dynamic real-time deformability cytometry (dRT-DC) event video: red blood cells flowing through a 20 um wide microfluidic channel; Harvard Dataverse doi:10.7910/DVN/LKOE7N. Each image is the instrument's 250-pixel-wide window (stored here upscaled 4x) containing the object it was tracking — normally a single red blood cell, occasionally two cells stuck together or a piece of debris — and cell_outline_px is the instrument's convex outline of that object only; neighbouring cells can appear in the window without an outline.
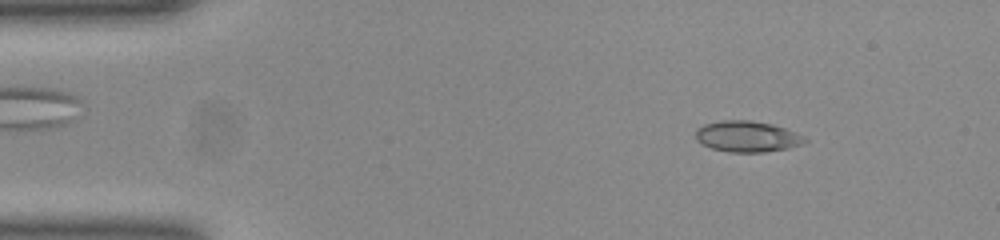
{"species": "common noctule bat (a hibernating species)", "species_latin": "Nyctalus noctula", "temperature_condition": "room temperature", "stored_images_in_passage": 51, "camera_frame_rate_fps": 3000, "um_per_image_px": 0.085, "animal": {"sex": "female", "body_mass_g": 23.0, "forearm_length_mm": 53.4}, "frame": {"image": 1, "passage_image": 6, "time_ms": 1.667, "image_size_px": [1000, 240], "cell_outline_px": [[808, 140], [804, 144], [788, 148], [764, 152], [728, 152], [712, 148], [700, 144], [696, 140], [696, 128], [704, 124], [724, 120], [752, 120], [772, 124], [784, 128], [804, 136]], "centroid_in_image_um": [63.5, 11.6], "position_along_channel_um": 21.5, "area_um2": 19.83}}
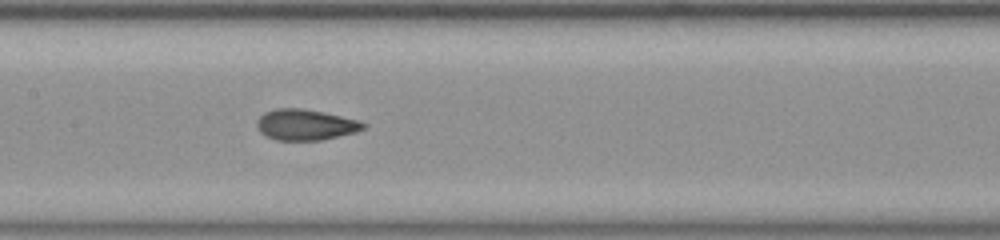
{"frame": {"image": 2, "passage_image": 24, "time_ms": 7.667, "image_size_px": [1000, 240], "cell_outline_px": [[368, 124], [364, 128], [356, 132], [320, 140], [276, 140], [260, 132], [256, 124], [256, 120], [264, 112], [276, 108], [300, 108], [324, 112], [356, 120]], "centroid_in_image_um": [25.94, 10.59], "position_along_channel_um": 181.5, "area_um2": 19.02}}
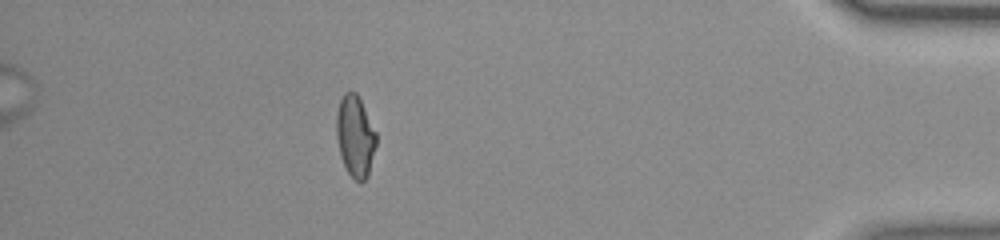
{"frame": {"image": 3, "passage_image": 45, "time_ms": 14.667, "image_size_px": [1000, 240], "cell_outline_px": [[376, 144], [368, 176], [364, 180], [356, 180], [348, 172], [340, 156], [336, 136], [336, 116], [340, 100], [344, 92], [356, 92], [376, 132]], "centroid_in_image_um": [30.18, 11.57], "position_along_channel_um": 405.0, "area_um2": 18.61}, "authors_computed_cell_mechanics": {"area_um2": 18.9584, "velocity_mm_per_s": 3.9376, "shape_relaxation_time_tau1_ms": 8.608, "shape_relaxation_time_tau2_ms": 1.3445, "deformation_change_tau1": 0.1959, "deformation_change_tau2": 0.0681}}